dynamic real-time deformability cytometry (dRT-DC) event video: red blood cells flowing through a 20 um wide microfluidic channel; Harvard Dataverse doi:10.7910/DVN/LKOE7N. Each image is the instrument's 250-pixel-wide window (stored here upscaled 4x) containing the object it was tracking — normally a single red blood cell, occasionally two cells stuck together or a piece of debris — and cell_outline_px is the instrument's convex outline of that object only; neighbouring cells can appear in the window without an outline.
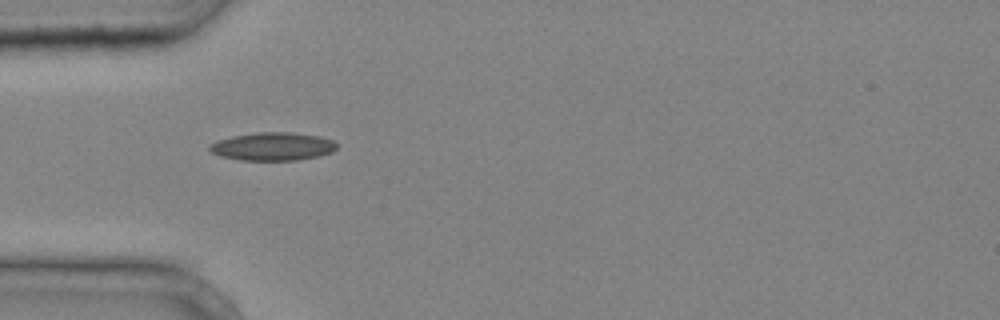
{"species": "common noctule bat (a hibernating species)", "species_latin": "Nyctalus noctula", "temperature_condition": "cold", "stored_images_in_passage": 27, "camera_frame_rate_fps": 3000, "um_per_image_px": 0.085, "animal": {"sex": "male", "body_mass_g": 20.4}, "frame": {"image": 1, "passage_image": 1, "time_ms": 0.0, "image_size_px": [1000, 320], "cell_outline_px": [[336, 148], [332, 152], [320, 156], [300, 160], [240, 160], [220, 156], [212, 152], [208, 148], [208, 144], [216, 140], [232, 136], [256, 132], [288, 132], [320, 136], [332, 140], [336, 144]], "centroid_in_image_um": [23.15, 12.45], "position_along_channel_um": 61.8, "area_um2": 20.98}}